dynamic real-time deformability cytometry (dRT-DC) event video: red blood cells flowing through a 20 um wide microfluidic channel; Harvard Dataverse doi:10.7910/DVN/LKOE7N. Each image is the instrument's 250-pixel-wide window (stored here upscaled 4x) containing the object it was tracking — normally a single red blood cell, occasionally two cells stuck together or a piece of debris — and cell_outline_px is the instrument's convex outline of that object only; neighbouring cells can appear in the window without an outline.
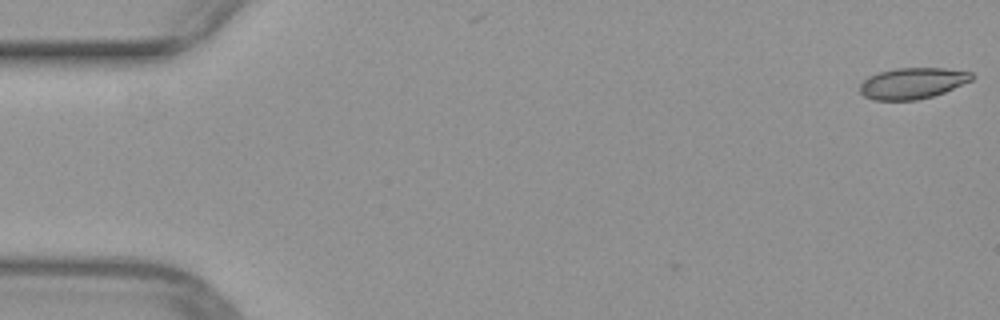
{"species": "common noctule bat (a hibernating species)", "species_latin": "Nyctalus noctula", "temperature_condition": "warm", "stored_images_in_passage": 5, "camera_frame_rate_fps": 3000, "um_per_image_px": 0.085, "animal": {"sex": "female", "body_mass_g": 29.2, "forearm_length_mm": 56.3}, "frame": {"image": 1, "passage_image": 5, "time_ms": 1.333, "image_size_px": [1000, 320], "cell_outline_px": [[976, 76], [972, 80], [944, 92], [932, 96], [916, 100], [872, 100], [864, 96], [860, 92], [860, 84], [868, 76], [880, 72], [896, 68], [944, 68], [972, 72]], "centroid_in_image_um": [77.57, 7.07], "position_along_channel_um": 7.4, "area_um2": 20.29}}